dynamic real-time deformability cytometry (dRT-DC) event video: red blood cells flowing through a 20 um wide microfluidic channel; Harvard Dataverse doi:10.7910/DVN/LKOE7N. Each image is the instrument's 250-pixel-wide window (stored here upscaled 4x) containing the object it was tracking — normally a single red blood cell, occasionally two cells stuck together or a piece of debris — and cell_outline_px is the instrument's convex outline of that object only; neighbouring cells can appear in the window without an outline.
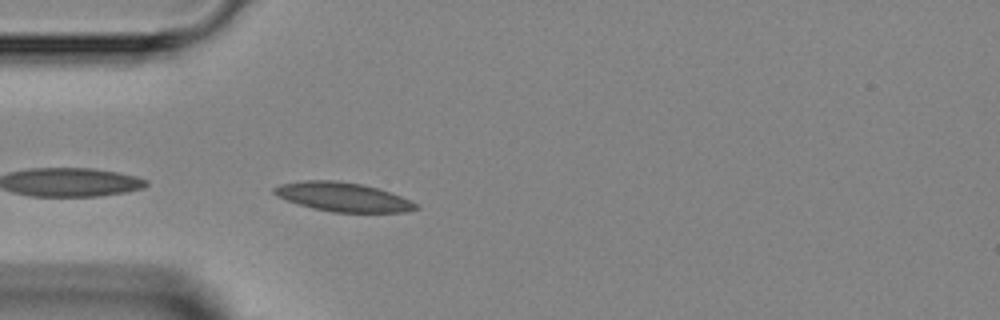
{"species": "Egyptian fruit bat (a non-hibernating species)", "species_latin": "Rousettus aegyptiacus", "temperature_condition": "room temperature", "stored_images_in_passage": 3, "camera_frame_rate_fps": 3000, "um_per_image_px": 0.085, "animal": {"sex": "female"}, "frame": {"image": 1, "passage_image": 3, "time_ms": 2.0, "image_size_px": [1000, 320], "cell_outline_px": [[420, 208], [404, 212], [332, 212], [312, 208], [276, 196], [272, 192], [272, 188], [280, 184], [308, 180], [336, 180], [360, 184], [376, 188], [400, 196], [420, 204]], "centroid_in_image_um": [29.15, 16.74], "position_along_channel_um": 55.9, "area_um2": 23.81}}